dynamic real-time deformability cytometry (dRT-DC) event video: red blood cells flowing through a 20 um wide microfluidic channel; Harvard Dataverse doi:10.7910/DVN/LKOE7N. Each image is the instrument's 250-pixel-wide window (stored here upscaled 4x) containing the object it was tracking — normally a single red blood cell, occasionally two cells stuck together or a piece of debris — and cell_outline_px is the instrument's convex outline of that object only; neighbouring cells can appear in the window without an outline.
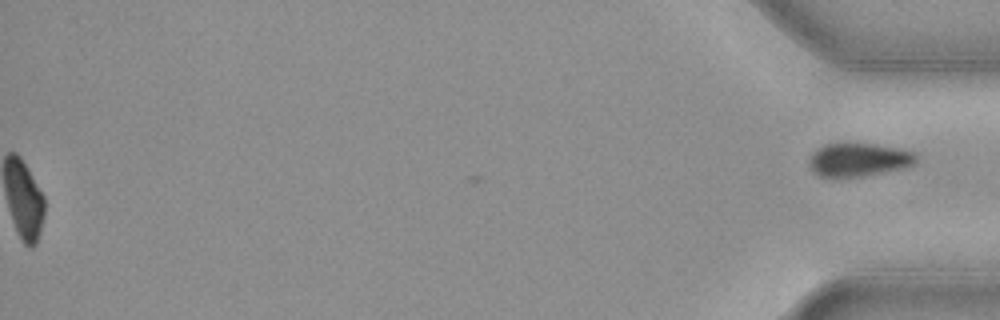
{"species": "common noctule bat (a hibernating species)", "species_latin": "Nyctalus noctula", "temperature_condition": "cold", "stored_images_in_passage": 42, "segment_of_instrument_passage": [2, 2], "camera_frame_rate_fps": 3000, "um_per_image_px": 0.085, "animal": {"sex": "female", "body_mass_g": 19.3, "forearm_length_mm": 54.1}, "frame": {"image": 1, "passage_image": 42, "time_ms": 13.667, "image_size_px": [1000, 320], "cell_outline_px": [[916, 160], [912, 164], [900, 168], [864, 176], [836, 180], [828, 180], [820, 176], [812, 168], [812, 152], [816, 148], [824, 144], [872, 144], [900, 148], [916, 152]], "centroid_in_image_um": [72.96, 13.61], "position_along_channel_um": 362.2, "area_um2": 20.87}}